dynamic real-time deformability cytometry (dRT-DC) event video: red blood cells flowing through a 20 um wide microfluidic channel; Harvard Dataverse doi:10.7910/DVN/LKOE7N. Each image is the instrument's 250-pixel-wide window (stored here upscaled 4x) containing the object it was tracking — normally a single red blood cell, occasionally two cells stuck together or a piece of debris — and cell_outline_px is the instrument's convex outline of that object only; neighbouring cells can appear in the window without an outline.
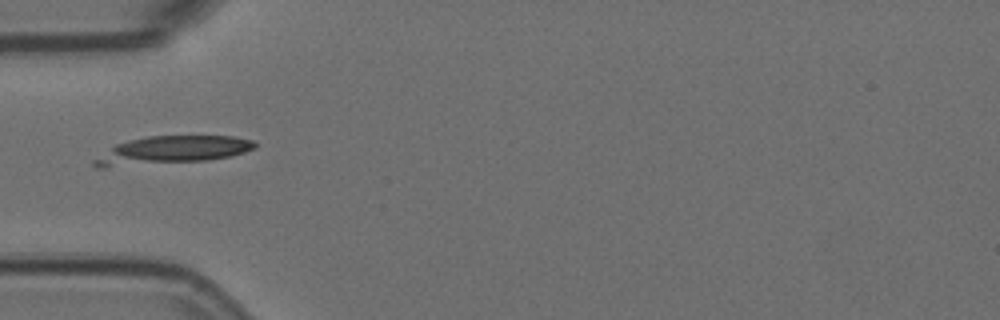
{"species": "Egyptian fruit bat (a non-hibernating species)", "species_latin": "Rousettus aegyptiacus", "temperature_condition": "room temperature", "stored_images_in_passage": 1, "camera_frame_rate_fps": 3000, "um_per_image_px": 0.085, "animal": {"sex": "female"}, "frame": {"image": 1, "passage_image": 1, "time_ms": 0.0, "image_size_px": [1000, 320], "cell_outline_px": [[256, 148], [232, 156], [208, 160], [108, 168], [96, 168], [92, 164], [92, 160], [116, 144], [128, 140], [148, 136], [236, 136], [252, 140], [256, 144]], "centroid_in_image_um": [14.57, 12.78], "position_along_channel_um": 70.4, "area_um2": 26.47}}